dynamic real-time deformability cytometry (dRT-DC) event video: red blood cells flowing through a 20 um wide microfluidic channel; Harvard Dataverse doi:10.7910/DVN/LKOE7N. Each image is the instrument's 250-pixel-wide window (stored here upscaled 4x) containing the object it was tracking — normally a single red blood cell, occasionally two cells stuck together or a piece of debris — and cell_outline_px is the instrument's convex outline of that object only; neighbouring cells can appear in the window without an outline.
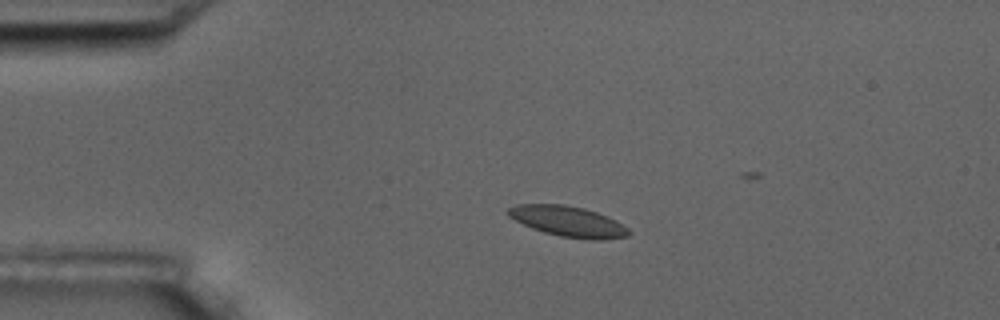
{"species": "common noctule bat (a hibernating species)", "species_latin": "Nyctalus noctula", "temperature_condition": "room temperature", "stored_images_in_passage": 4, "camera_frame_rate_fps": 3000, "um_per_image_px": 0.085, "animal": {"sex": "male", "body_mass_g": 17.5, "forearm_length_mm": 52.3}, "frame": {"image": 1, "passage_image": 3, "time_ms": 2.333, "image_size_px": [1000, 320], "cell_outline_px": [[632, 232], [628, 236], [600, 240], [592, 240], [560, 236], [544, 232], [532, 228], [508, 216], [504, 212], [508, 208], [516, 204], [564, 204], [584, 208], [608, 216], [616, 220], [628, 228]], "centroid_in_image_um": [48.29, 18.81], "position_along_channel_um": 36.7, "area_um2": 21.56}}